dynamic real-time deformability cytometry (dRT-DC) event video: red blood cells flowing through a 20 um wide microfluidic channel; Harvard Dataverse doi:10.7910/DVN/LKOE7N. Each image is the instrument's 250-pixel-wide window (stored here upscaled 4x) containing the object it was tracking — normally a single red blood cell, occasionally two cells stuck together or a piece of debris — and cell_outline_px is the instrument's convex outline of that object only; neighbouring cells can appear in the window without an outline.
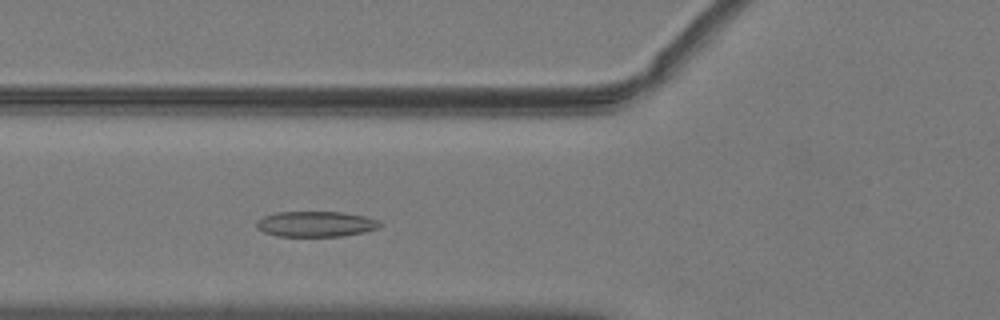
{"species": "common noctule bat (a hibernating species)", "species_latin": "Nyctalus noctula", "temperature_condition": "warm", "stored_images_in_passage": 39, "camera_frame_rate_fps": 3000, "um_per_image_px": 0.085, "animal": {"sex": "male", "body_mass_g": 19.2, "forearm_length_mm": 51.8}, "frame": {"image": 1, "passage_image": 7, "time_ms": 2.0, "image_size_px": [1000, 320], "cell_outline_px": [[384, 224], [376, 228], [364, 232], [340, 236], [276, 236], [264, 232], [256, 228], [256, 220], [264, 216], [276, 212], [344, 212], [364, 216], [380, 220]], "centroid_in_image_um": [26.84, 19.04], "position_along_channel_um": 99.0, "area_um2": 18.44}}
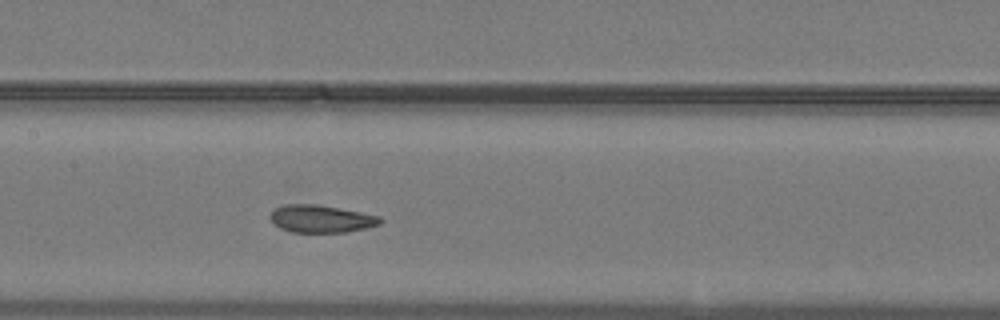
{"frame": {"image": 2, "passage_image": 13, "time_ms": 4.0, "image_size_px": [1000, 320], "cell_outline_px": [[384, 220], [380, 224], [348, 232], [292, 232], [280, 228], [268, 216], [276, 208], [284, 204], [316, 204], [340, 208], [380, 216]], "centroid_in_image_um": [27.31, 18.59], "position_along_channel_um": 180.1, "area_um2": 17.57}}
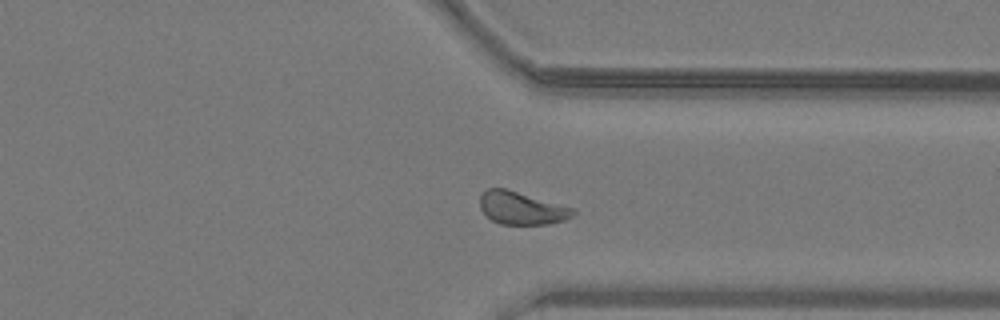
{"frame": {"image": 3, "passage_image": 27, "time_ms": 8.667, "image_size_px": [1000, 320], "cell_outline_px": [[576, 212], [572, 216], [564, 220], [548, 224], [500, 224], [492, 220], [480, 208], [480, 196], [488, 188], [504, 188], [576, 208]], "centroid_in_image_um": [44.36, 17.69], "position_along_channel_um": 367.0, "area_um2": 17.69}, "authors_computed_cell_mechanics": {"area_um2": 18.0336, "velocity_mm_per_s": 4.0116, "shape_relaxation_time_tau1_ms": 4.4985, "shape_relaxation_time_tau2_ms": 1.3286, "deformation_change_tau1": 0.1419, "deformation_change_tau2": 0.0668}}